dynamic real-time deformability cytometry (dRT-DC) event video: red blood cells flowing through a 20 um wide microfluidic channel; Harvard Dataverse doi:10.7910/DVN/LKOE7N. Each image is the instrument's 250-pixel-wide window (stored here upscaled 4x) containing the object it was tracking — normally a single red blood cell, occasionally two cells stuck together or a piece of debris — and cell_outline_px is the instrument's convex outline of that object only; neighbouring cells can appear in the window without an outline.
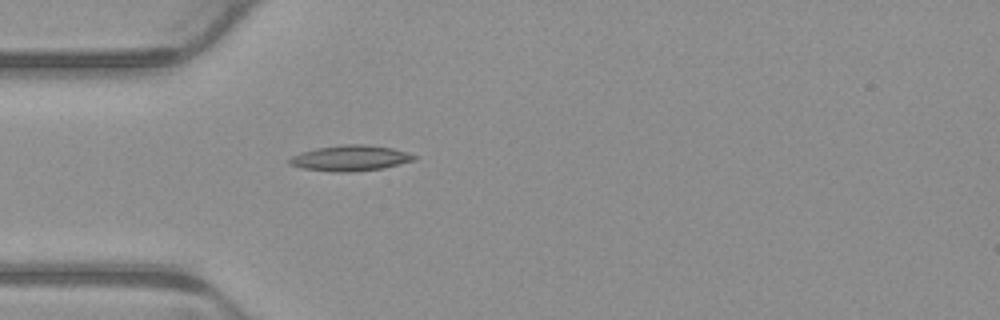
{"species": "common noctule bat (a hibernating species)", "species_latin": "Nyctalus noctula", "temperature_condition": "warm", "stored_images_in_passage": 4, "camera_frame_rate_fps": 3000, "um_per_image_px": 0.085, "animal": {"sex": "male", "body_mass_g": 23.1, "forearm_length_mm": 52.7}, "frame": {"image": 1, "passage_image": 4, "time_ms": 1.0, "image_size_px": [1000, 320], "cell_outline_px": [[416, 160], [384, 168], [352, 172], [332, 172], [304, 168], [288, 164], [288, 160], [292, 156], [300, 152], [316, 148], [344, 144], [364, 144], [392, 148], [408, 152], [416, 156]], "centroid_in_image_um": [29.78, 13.44], "position_along_channel_um": 55.2, "area_um2": 18.73}}